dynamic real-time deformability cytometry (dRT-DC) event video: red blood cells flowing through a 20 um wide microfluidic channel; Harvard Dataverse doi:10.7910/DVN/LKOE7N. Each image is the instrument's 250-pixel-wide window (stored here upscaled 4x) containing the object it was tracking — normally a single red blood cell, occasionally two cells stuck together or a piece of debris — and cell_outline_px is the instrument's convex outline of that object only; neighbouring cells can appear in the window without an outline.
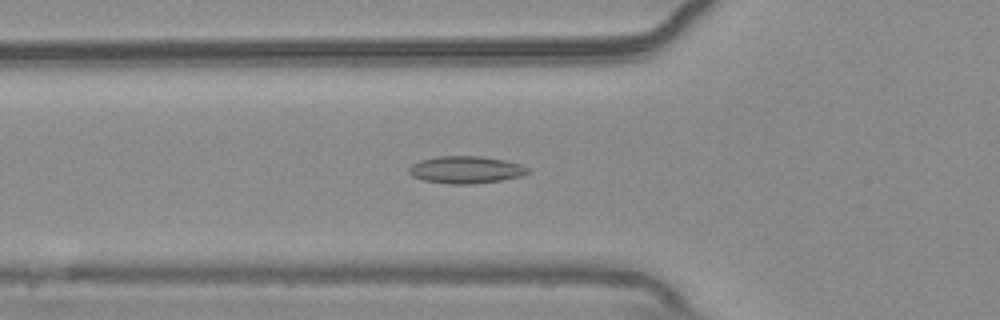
{"species": "common noctule bat (a hibernating species)", "species_latin": "Nyctalus noctula", "temperature_condition": "warm", "stored_images_in_passage": 33, "camera_frame_rate_fps": 3000, "um_per_image_px": 0.085, "animal": {"sex": "male", "body_mass_g": 20.4}, "frame": {"image": 1, "passage_image": 4, "time_ms": 1.0, "image_size_px": [1000, 320], "cell_outline_px": [[528, 172], [520, 176], [500, 180], [472, 184], [448, 184], [424, 180], [412, 176], [408, 172], [408, 168], [412, 164], [420, 160], [436, 156], [484, 156], [504, 160], [520, 164], [528, 168]], "centroid_in_image_um": [39.55, 14.42], "position_along_channel_um": 86.2, "area_um2": 18.84}}
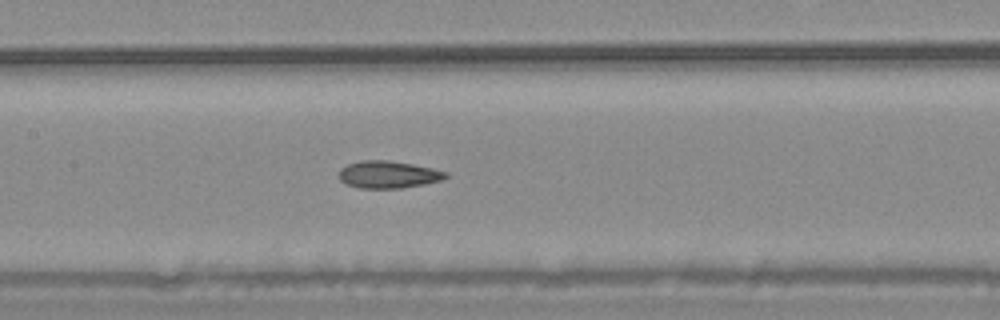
{"frame": {"image": 2, "passage_image": 11, "time_ms": 3.333, "image_size_px": [1000, 320], "cell_outline_px": [[448, 176], [444, 180], [424, 184], [400, 188], [360, 188], [344, 184], [340, 180], [340, 168], [348, 164], [360, 160], [388, 160], [412, 164], [432, 168], [448, 172]], "centroid_in_image_um": [33.01, 14.83], "position_along_channel_um": 174.4, "area_um2": 17.05}}
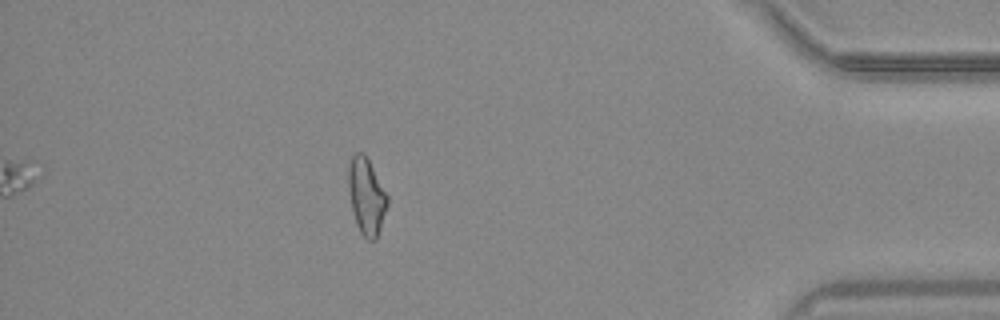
{"frame": {"image": 3, "passage_image": 33, "time_ms": 10.667, "image_size_px": [1000, 320], "cell_outline_px": [[388, 204], [376, 240], [368, 240], [360, 232], [356, 224], [352, 208], [348, 188], [348, 168], [352, 156], [356, 152], [364, 152], [388, 196]], "centroid_in_image_um": [31.14, 16.68], "position_along_channel_um": 404.1, "area_um2": 17.22}, "authors_computed_cell_mechanics": {"area_um2": 16.7042, "velocity_mm_per_s": 3.7438, "shape_relaxation_time_tau1_ms": null, "shape_relaxation_time_tau2_ms": 3.6048, "deformation_change_tau1": null, "deformation_change_tau2": 0.1135}}